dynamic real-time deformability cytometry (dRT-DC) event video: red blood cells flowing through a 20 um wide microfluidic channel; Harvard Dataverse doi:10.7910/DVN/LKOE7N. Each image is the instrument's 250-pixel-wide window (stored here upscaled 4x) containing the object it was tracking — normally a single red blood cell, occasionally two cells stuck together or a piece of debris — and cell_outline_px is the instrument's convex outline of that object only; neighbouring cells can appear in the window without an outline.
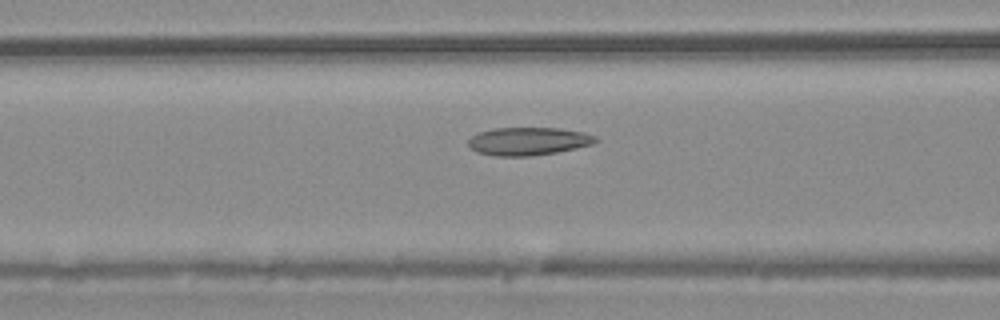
{"species": "common noctule bat (a hibernating species)", "species_latin": "Nyctalus noctula", "temperature_condition": "warm", "stored_images_in_passage": 54, "camera_frame_rate_fps": 3000, "um_per_image_px": 0.085, "animal": {"sex": "male", "body_mass_g": 20.4}, "frame": {"image": 1, "passage_image": 22, "time_ms": 7.0, "image_size_px": [1000, 320], "cell_outline_px": [[600, 140], [592, 144], [576, 148], [556, 152], [532, 156], [496, 156], [476, 152], [468, 144], [468, 140], [472, 136], [480, 132], [492, 128], [560, 128], [584, 132], [596, 136]], "centroid_in_image_um": [44.93, 12.0], "position_along_channel_um": 121.7, "area_um2": 20.81}}
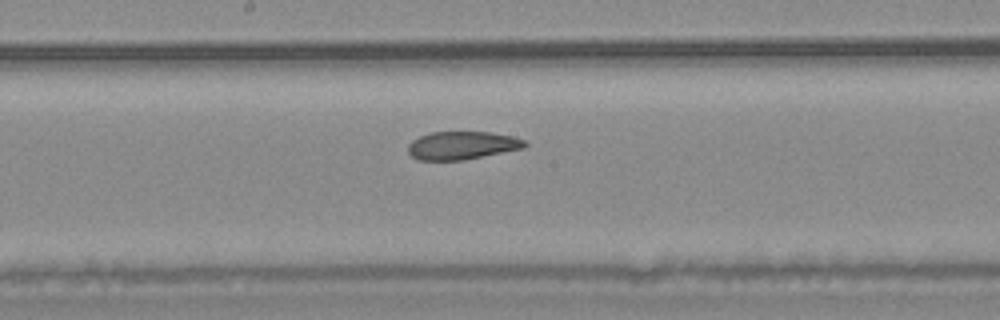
{"frame": {"image": 2, "passage_image": 29, "time_ms": 9.333, "image_size_px": [1000, 320], "cell_outline_px": [[528, 144], [524, 148], [464, 160], [416, 160], [408, 152], [408, 144], [412, 140], [420, 136], [432, 132], [488, 132], [512, 136], [524, 140]], "centroid_in_image_um": [39.26, 12.36], "position_along_channel_um": 208.9, "area_um2": 19.07}}
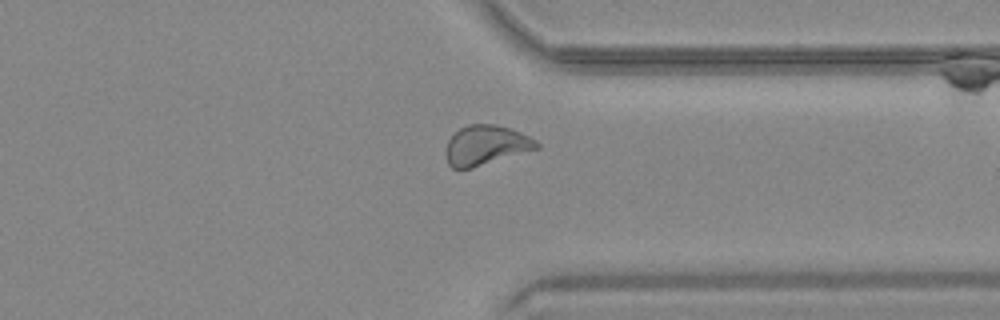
{"frame": {"image": 3, "passage_image": 42, "time_ms": 13.667, "image_size_px": [1000, 320], "cell_outline_px": [[540, 148], [472, 168], [452, 168], [448, 164], [448, 140], [460, 128], [468, 124], [496, 124], [520, 132], [536, 140], [540, 144]], "centroid_in_image_um": [41.35, 12.34], "position_along_channel_um": 370.1, "area_um2": 20.69}, "authors_computed_cell_mechanics": {"area_um2": 21.3282, "velocity_mm_per_s": 3.7445, "shape_relaxation_time_tau1_ms": null, "shape_relaxation_time_tau2_ms": 2.5176, "deformation_change_tau1": null, "deformation_change_tau2": 0.0872}}